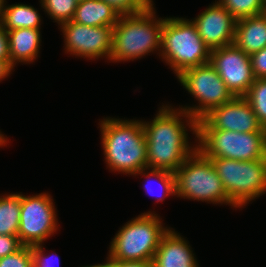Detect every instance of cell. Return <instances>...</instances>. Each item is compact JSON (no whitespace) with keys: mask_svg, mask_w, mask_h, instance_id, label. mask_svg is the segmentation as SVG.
<instances>
[{"mask_svg":"<svg viewBox=\"0 0 266 267\" xmlns=\"http://www.w3.org/2000/svg\"><path fill=\"white\" fill-rule=\"evenodd\" d=\"M180 107L162 105L152 121H141L146 136L148 170L175 173L197 149V144L189 145L186 127L189 126L197 142L198 121Z\"/></svg>","mask_w":266,"mask_h":267,"instance_id":"1","label":"cell"},{"mask_svg":"<svg viewBox=\"0 0 266 267\" xmlns=\"http://www.w3.org/2000/svg\"><path fill=\"white\" fill-rule=\"evenodd\" d=\"M104 158L111 171L134 175L147 169L146 136L141 120H100Z\"/></svg>","mask_w":266,"mask_h":267,"instance_id":"2","label":"cell"},{"mask_svg":"<svg viewBox=\"0 0 266 267\" xmlns=\"http://www.w3.org/2000/svg\"><path fill=\"white\" fill-rule=\"evenodd\" d=\"M145 7L135 14L121 15L113 27L110 61H133L148 53L161 52V31L165 18H156V10Z\"/></svg>","mask_w":266,"mask_h":267,"instance_id":"3","label":"cell"},{"mask_svg":"<svg viewBox=\"0 0 266 267\" xmlns=\"http://www.w3.org/2000/svg\"><path fill=\"white\" fill-rule=\"evenodd\" d=\"M160 55L178 76L183 71L210 62L211 50L201 39L192 20L165 18L161 31Z\"/></svg>","mask_w":266,"mask_h":267,"instance_id":"4","label":"cell"},{"mask_svg":"<svg viewBox=\"0 0 266 267\" xmlns=\"http://www.w3.org/2000/svg\"><path fill=\"white\" fill-rule=\"evenodd\" d=\"M170 228L151 211L141 213L126 222L115 234L108 259L120 261H152L161 238Z\"/></svg>","mask_w":266,"mask_h":267,"instance_id":"5","label":"cell"},{"mask_svg":"<svg viewBox=\"0 0 266 267\" xmlns=\"http://www.w3.org/2000/svg\"><path fill=\"white\" fill-rule=\"evenodd\" d=\"M174 174L177 197L238 208L229 199L212 162L198 148Z\"/></svg>","mask_w":266,"mask_h":267,"instance_id":"6","label":"cell"},{"mask_svg":"<svg viewBox=\"0 0 266 267\" xmlns=\"http://www.w3.org/2000/svg\"><path fill=\"white\" fill-rule=\"evenodd\" d=\"M197 148L208 158L252 161L266 158V132L212 130L198 120Z\"/></svg>","mask_w":266,"mask_h":267,"instance_id":"7","label":"cell"},{"mask_svg":"<svg viewBox=\"0 0 266 267\" xmlns=\"http://www.w3.org/2000/svg\"><path fill=\"white\" fill-rule=\"evenodd\" d=\"M229 199L238 207L266 193V158L238 161L228 158H209Z\"/></svg>","mask_w":266,"mask_h":267,"instance_id":"8","label":"cell"},{"mask_svg":"<svg viewBox=\"0 0 266 267\" xmlns=\"http://www.w3.org/2000/svg\"><path fill=\"white\" fill-rule=\"evenodd\" d=\"M176 78L183 88L199 103L197 106L181 107L197 121L206 116L215 107L223 105L234 98L210 62L187 69Z\"/></svg>","mask_w":266,"mask_h":267,"instance_id":"9","label":"cell"},{"mask_svg":"<svg viewBox=\"0 0 266 267\" xmlns=\"http://www.w3.org/2000/svg\"><path fill=\"white\" fill-rule=\"evenodd\" d=\"M53 198L48 193L32 196L21 194V210L17 236L23 246L43 244L58 230Z\"/></svg>","mask_w":266,"mask_h":267,"instance_id":"10","label":"cell"},{"mask_svg":"<svg viewBox=\"0 0 266 267\" xmlns=\"http://www.w3.org/2000/svg\"><path fill=\"white\" fill-rule=\"evenodd\" d=\"M59 26L65 39V53L89 60L102 57L110 60L113 27H92L73 21L62 23Z\"/></svg>","mask_w":266,"mask_h":267,"instance_id":"11","label":"cell"},{"mask_svg":"<svg viewBox=\"0 0 266 267\" xmlns=\"http://www.w3.org/2000/svg\"><path fill=\"white\" fill-rule=\"evenodd\" d=\"M210 64L234 97H244L256 79L250 55L239 49L234 43L211 50Z\"/></svg>","mask_w":266,"mask_h":267,"instance_id":"12","label":"cell"},{"mask_svg":"<svg viewBox=\"0 0 266 267\" xmlns=\"http://www.w3.org/2000/svg\"><path fill=\"white\" fill-rule=\"evenodd\" d=\"M202 120L212 130L239 133L266 132L244 97H234L231 101L215 107Z\"/></svg>","mask_w":266,"mask_h":267,"instance_id":"13","label":"cell"},{"mask_svg":"<svg viewBox=\"0 0 266 267\" xmlns=\"http://www.w3.org/2000/svg\"><path fill=\"white\" fill-rule=\"evenodd\" d=\"M191 20L210 50L234 43L237 19L218 1Z\"/></svg>","mask_w":266,"mask_h":267,"instance_id":"14","label":"cell"},{"mask_svg":"<svg viewBox=\"0 0 266 267\" xmlns=\"http://www.w3.org/2000/svg\"><path fill=\"white\" fill-rule=\"evenodd\" d=\"M153 267H199L189 242L170 228L160 240Z\"/></svg>","mask_w":266,"mask_h":267,"instance_id":"15","label":"cell"},{"mask_svg":"<svg viewBox=\"0 0 266 267\" xmlns=\"http://www.w3.org/2000/svg\"><path fill=\"white\" fill-rule=\"evenodd\" d=\"M234 44L251 55L266 47V12L237 19Z\"/></svg>","mask_w":266,"mask_h":267,"instance_id":"16","label":"cell"},{"mask_svg":"<svg viewBox=\"0 0 266 267\" xmlns=\"http://www.w3.org/2000/svg\"><path fill=\"white\" fill-rule=\"evenodd\" d=\"M9 38L10 61L13 67L17 63H33L39 56L41 43L40 29L20 28L7 31Z\"/></svg>","mask_w":266,"mask_h":267,"instance_id":"17","label":"cell"},{"mask_svg":"<svg viewBox=\"0 0 266 267\" xmlns=\"http://www.w3.org/2000/svg\"><path fill=\"white\" fill-rule=\"evenodd\" d=\"M121 15L103 0H85L77 3L73 22L81 25L114 27Z\"/></svg>","mask_w":266,"mask_h":267,"instance_id":"18","label":"cell"},{"mask_svg":"<svg viewBox=\"0 0 266 267\" xmlns=\"http://www.w3.org/2000/svg\"><path fill=\"white\" fill-rule=\"evenodd\" d=\"M41 15L33 6L26 4L4 5L3 27L7 30L20 28L41 29Z\"/></svg>","mask_w":266,"mask_h":267,"instance_id":"19","label":"cell"},{"mask_svg":"<svg viewBox=\"0 0 266 267\" xmlns=\"http://www.w3.org/2000/svg\"><path fill=\"white\" fill-rule=\"evenodd\" d=\"M21 210V193L0 196V235L17 236Z\"/></svg>","mask_w":266,"mask_h":267,"instance_id":"20","label":"cell"},{"mask_svg":"<svg viewBox=\"0 0 266 267\" xmlns=\"http://www.w3.org/2000/svg\"><path fill=\"white\" fill-rule=\"evenodd\" d=\"M148 169H143L140 172L134 174L136 175H145L147 182L144 186V189L146 190V193L150 195H156L154 194L153 189H151V183L150 180L151 178H155V180H158L159 185H161V188L163 189L162 194L160 196H157V202L158 201H163L165 197L167 196H175L176 195V187H175V174L172 172L164 171V170H155V169H149L150 172L147 171ZM147 171V172H146ZM147 173V174H146ZM149 178V179H148ZM150 185V186H149ZM161 189V190H162Z\"/></svg>","mask_w":266,"mask_h":267,"instance_id":"21","label":"cell"},{"mask_svg":"<svg viewBox=\"0 0 266 267\" xmlns=\"http://www.w3.org/2000/svg\"><path fill=\"white\" fill-rule=\"evenodd\" d=\"M41 7L58 25L72 21L77 7L76 0H40Z\"/></svg>","mask_w":266,"mask_h":267,"instance_id":"22","label":"cell"},{"mask_svg":"<svg viewBox=\"0 0 266 267\" xmlns=\"http://www.w3.org/2000/svg\"><path fill=\"white\" fill-rule=\"evenodd\" d=\"M244 98L251 105L259 122L266 128V78H257Z\"/></svg>","mask_w":266,"mask_h":267,"instance_id":"23","label":"cell"},{"mask_svg":"<svg viewBox=\"0 0 266 267\" xmlns=\"http://www.w3.org/2000/svg\"><path fill=\"white\" fill-rule=\"evenodd\" d=\"M218 2L236 19L266 12L264 0H218Z\"/></svg>","mask_w":266,"mask_h":267,"instance_id":"24","label":"cell"},{"mask_svg":"<svg viewBox=\"0 0 266 267\" xmlns=\"http://www.w3.org/2000/svg\"><path fill=\"white\" fill-rule=\"evenodd\" d=\"M0 267H33L31 246H22L15 253L0 258Z\"/></svg>","mask_w":266,"mask_h":267,"instance_id":"25","label":"cell"},{"mask_svg":"<svg viewBox=\"0 0 266 267\" xmlns=\"http://www.w3.org/2000/svg\"><path fill=\"white\" fill-rule=\"evenodd\" d=\"M112 6L120 15L141 12L145 6L139 0H103Z\"/></svg>","mask_w":266,"mask_h":267,"instance_id":"26","label":"cell"},{"mask_svg":"<svg viewBox=\"0 0 266 267\" xmlns=\"http://www.w3.org/2000/svg\"><path fill=\"white\" fill-rule=\"evenodd\" d=\"M31 251L33 256V267H55L53 262L54 258L56 257L57 259L58 255L52 254L46 256L42 244L31 246ZM57 262L59 263V261Z\"/></svg>","mask_w":266,"mask_h":267,"instance_id":"27","label":"cell"},{"mask_svg":"<svg viewBox=\"0 0 266 267\" xmlns=\"http://www.w3.org/2000/svg\"><path fill=\"white\" fill-rule=\"evenodd\" d=\"M254 77L266 78V47L250 55Z\"/></svg>","mask_w":266,"mask_h":267,"instance_id":"28","label":"cell"},{"mask_svg":"<svg viewBox=\"0 0 266 267\" xmlns=\"http://www.w3.org/2000/svg\"><path fill=\"white\" fill-rule=\"evenodd\" d=\"M22 246L18 236L0 235V258L15 253Z\"/></svg>","mask_w":266,"mask_h":267,"instance_id":"29","label":"cell"},{"mask_svg":"<svg viewBox=\"0 0 266 267\" xmlns=\"http://www.w3.org/2000/svg\"><path fill=\"white\" fill-rule=\"evenodd\" d=\"M0 60L10 61L8 33L2 24L0 25Z\"/></svg>","mask_w":266,"mask_h":267,"instance_id":"30","label":"cell"},{"mask_svg":"<svg viewBox=\"0 0 266 267\" xmlns=\"http://www.w3.org/2000/svg\"><path fill=\"white\" fill-rule=\"evenodd\" d=\"M115 267H153L152 261H120L115 260Z\"/></svg>","mask_w":266,"mask_h":267,"instance_id":"31","label":"cell"},{"mask_svg":"<svg viewBox=\"0 0 266 267\" xmlns=\"http://www.w3.org/2000/svg\"><path fill=\"white\" fill-rule=\"evenodd\" d=\"M14 67L11 65V61L0 60V82L6 77H9Z\"/></svg>","mask_w":266,"mask_h":267,"instance_id":"32","label":"cell"},{"mask_svg":"<svg viewBox=\"0 0 266 267\" xmlns=\"http://www.w3.org/2000/svg\"><path fill=\"white\" fill-rule=\"evenodd\" d=\"M82 267H115V260L106 258V262L102 264H94L90 266H82Z\"/></svg>","mask_w":266,"mask_h":267,"instance_id":"33","label":"cell"},{"mask_svg":"<svg viewBox=\"0 0 266 267\" xmlns=\"http://www.w3.org/2000/svg\"><path fill=\"white\" fill-rule=\"evenodd\" d=\"M5 2H7V1L6 0H0V25L3 22V13H4Z\"/></svg>","mask_w":266,"mask_h":267,"instance_id":"34","label":"cell"},{"mask_svg":"<svg viewBox=\"0 0 266 267\" xmlns=\"http://www.w3.org/2000/svg\"><path fill=\"white\" fill-rule=\"evenodd\" d=\"M8 142L9 141L7 140V137L5 138V136L0 131V147L7 145Z\"/></svg>","mask_w":266,"mask_h":267,"instance_id":"35","label":"cell"},{"mask_svg":"<svg viewBox=\"0 0 266 267\" xmlns=\"http://www.w3.org/2000/svg\"><path fill=\"white\" fill-rule=\"evenodd\" d=\"M145 7H153L154 3L152 0H139Z\"/></svg>","mask_w":266,"mask_h":267,"instance_id":"36","label":"cell"}]
</instances>
